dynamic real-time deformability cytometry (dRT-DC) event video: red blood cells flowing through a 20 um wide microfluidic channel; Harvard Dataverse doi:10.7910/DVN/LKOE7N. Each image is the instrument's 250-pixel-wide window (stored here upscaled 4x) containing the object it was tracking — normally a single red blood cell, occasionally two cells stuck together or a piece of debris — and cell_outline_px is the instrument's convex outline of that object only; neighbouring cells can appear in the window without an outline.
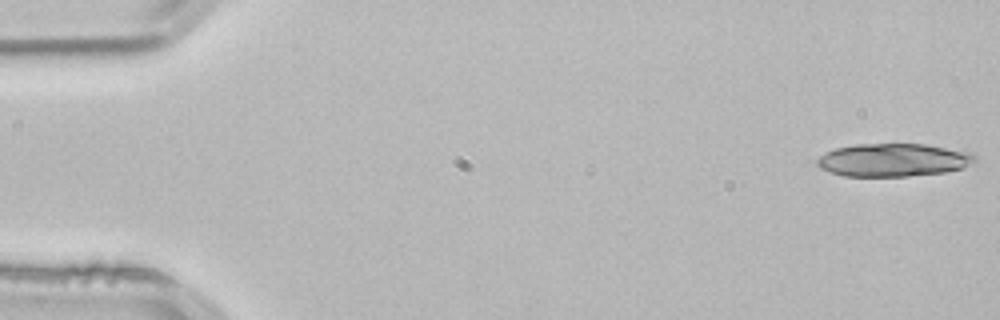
{"species": "common noctule bat (a hibernating species)", "species_latin": "Nyctalus noctula", "temperature_condition": "room temperature", "stored_images_in_passage": 15, "camera_frame_rate_fps": 3000, "um_per_image_px": 0.085, "animal": {"sex": "male", "body_mass_g": 21.5, "forearm_length_mm": 52.0}, "frame": {"image": 1, "passage_image": 1, "time_ms": 0.0, "image_size_px": [1000, 320], "cell_outline_px": [[976, 160], [964, 168], [944, 172], [908, 176], [844, 176], [828, 172], [820, 168], [816, 164], [816, 160], [820, 156], [836, 148], [856, 144], [924, 144], [968, 152], [976, 156]], "centroid_in_image_um": [75.9, 13.61], "position_along_channel_um": 9.1, "area_um2": 30.23}}